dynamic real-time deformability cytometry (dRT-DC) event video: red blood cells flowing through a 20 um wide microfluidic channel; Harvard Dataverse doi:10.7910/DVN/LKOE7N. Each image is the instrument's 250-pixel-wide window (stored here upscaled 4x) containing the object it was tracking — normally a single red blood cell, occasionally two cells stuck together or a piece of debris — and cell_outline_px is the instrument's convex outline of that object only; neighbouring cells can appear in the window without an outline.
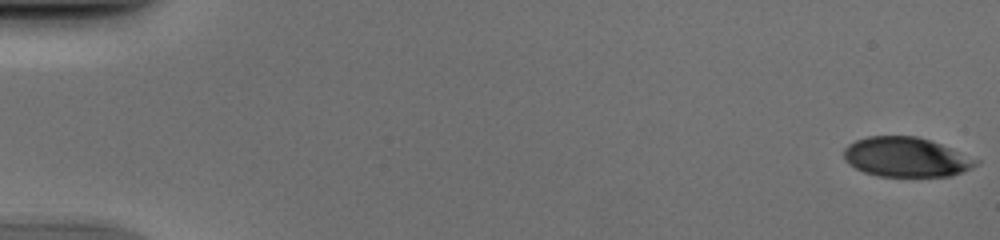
{"species": "human", "species_latin": "Homo sapiens", "temperature_condition": "cold", "stored_images_in_passage": 52, "camera_frame_rate_fps": 3000, "um_per_image_px": 0.085, "donor": {"sex": "male"}, "frame": {"image": 1, "passage_image": 1, "time_ms": 0.0, "image_size_px": [1000, 240], "cell_outline_px": [[980, 164], [964, 172], [952, 176], [876, 176], [864, 172], [848, 164], [844, 160], [844, 148], [848, 144], [856, 140], [868, 136], [916, 136], [952, 148], [980, 160]], "centroid_in_image_um": [77.04, 13.36], "position_along_channel_um": 8.0, "area_um2": 30.69}}
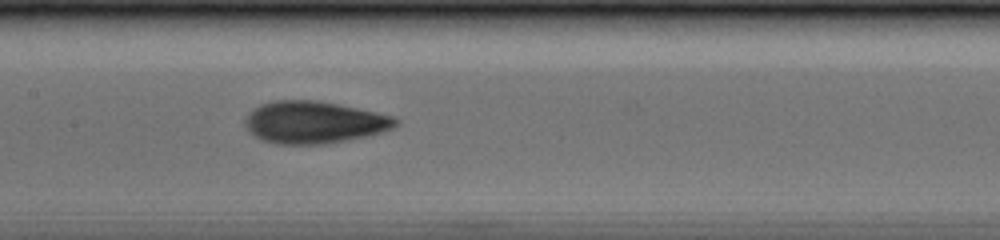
{"frame": {"image": 2, "passage_image": 27, "time_ms": 8.667, "image_size_px": [1000, 240], "cell_outline_px": [[400, 124], [392, 128], [368, 136], [328, 144], [276, 144], [264, 140], [248, 132], [244, 124], [244, 120], [248, 112], [252, 108], [260, 104], [272, 100], [316, 100], [376, 112], [392, 116], [400, 120]], "centroid_in_image_um": [26.66, 10.39], "position_along_channel_um": 180.7, "area_um2": 37.22}}
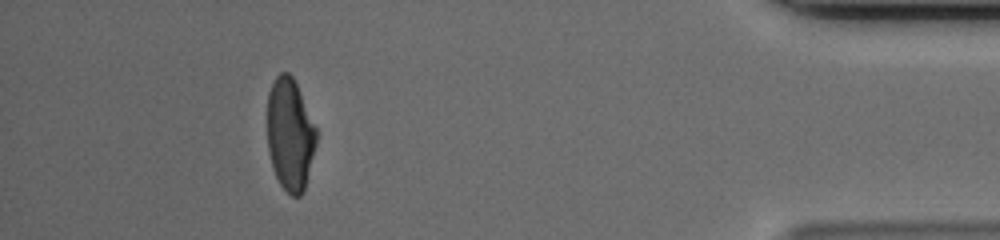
{"frame": {"image": 3, "passage_image": 48, "time_ms": 15.667, "image_size_px": [1000, 240], "cell_outline_px": [[316, 144], [304, 192], [300, 196], [292, 196], [280, 184], [272, 168], [268, 152], [268, 92], [276, 76], [280, 72], [288, 72], [292, 76], [300, 92], [316, 128]], "centroid_in_image_um": [24.64, 11.44], "position_along_channel_um": 410.6, "area_um2": 31.91}}